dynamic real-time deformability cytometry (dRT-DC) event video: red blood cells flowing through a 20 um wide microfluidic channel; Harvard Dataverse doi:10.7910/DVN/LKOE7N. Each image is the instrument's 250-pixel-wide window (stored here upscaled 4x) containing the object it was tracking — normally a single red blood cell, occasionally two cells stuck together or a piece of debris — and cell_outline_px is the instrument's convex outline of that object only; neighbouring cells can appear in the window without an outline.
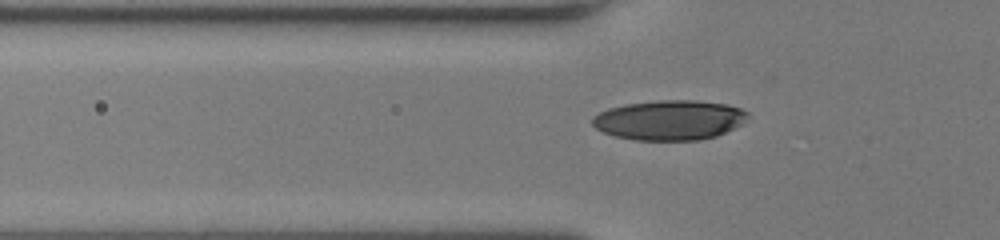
{"species": "human", "species_latin": "Homo sapiens", "temperature_condition": "room temperature", "stored_images_in_passage": 39, "camera_frame_rate_fps": 3000, "um_per_image_px": 0.085, "donor": {"sex": "female"}, "frame": {"image": 1, "passage_image": 5, "time_ms": 1.333, "image_size_px": [1000, 240], "cell_outline_px": [[748, 116], [740, 124], [716, 136], [700, 140], [632, 140], [616, 136], [604, 132], [596, 128], [592, 124], [592, 120], [600, 112], [608, 108], [628, 104], [660, 100], [696, 100], [728, 104], [740, 108], [748, 112]], "centroid_in_image_um": [56.91, 10.2], "position_along_channel_um": 68.9, "area_um2": 35.84}}
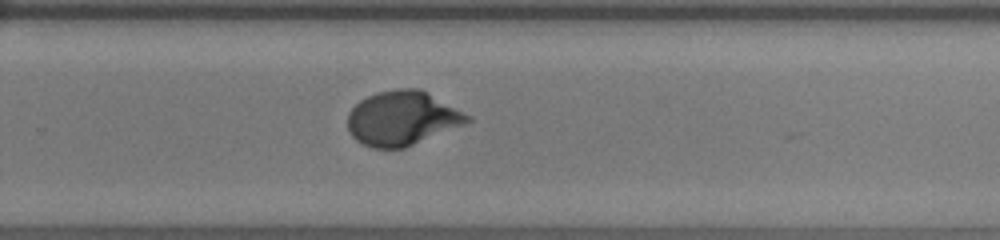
{"frame": {"image": 2, "passage_image": 22, "time_ms": 7.0, "image_size_px": [1000, 240], "cell_outline_px": [[472, 120], [464, 124], [404, 148], [372, 148], [356, 140], [348, 132], [348, 112], [360, 100], [376, 92], [396, 88], [420, 88], [472, 116]], "centroid_in_image_um": [34.18, 10.04], "position_along_channel_um": 295.6, "area_um2": 37.86}}
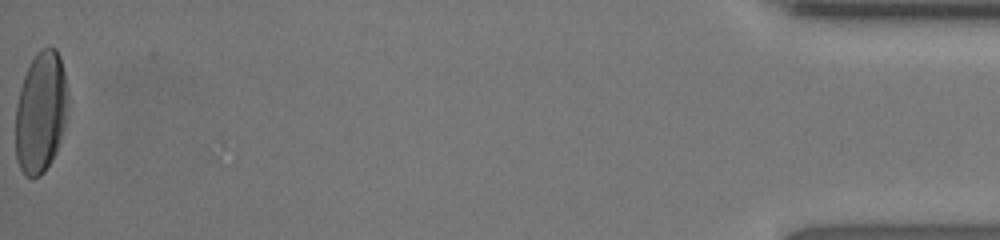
{"frame": {"image": 3, "passage_image": 39, "time_ms": 12.667, "image_size_px": [1000, 240], "cell_outline_px": [[68, 116], [56, 152], [52, 160], [44, 172], [40, 176], [32, 180], [24, 176], [16, 160], [16, 104], [20, 88], [24, 76], [32, 60], [40, 48], [56, 48], [60, 56], [68, 88]], "centroid_in_image_um": [3.48, 9.58], "position_along_channel_um": 431.7, "area_um2": 37.63}, "authors_computed_cell_mechanics": {"area_um2": 36.7608, "velocity_mm_per_s": 4.0425, "shape_relaxation_time_tau1_ms": 3.7335, "shape_relaxation_time_tau2_ms": null, "deformation_change_tau1": 0.2224, "deformation_change_tau2": null}}